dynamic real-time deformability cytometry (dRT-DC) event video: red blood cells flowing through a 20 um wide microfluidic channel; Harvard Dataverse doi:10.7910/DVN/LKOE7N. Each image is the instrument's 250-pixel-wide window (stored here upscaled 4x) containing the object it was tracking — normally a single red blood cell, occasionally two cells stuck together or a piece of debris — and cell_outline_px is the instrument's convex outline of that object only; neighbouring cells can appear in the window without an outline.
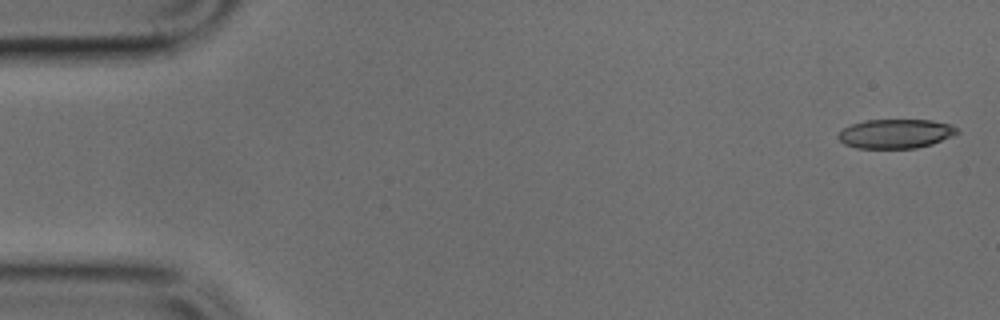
{"species": "common noctule bat (a hibernating species)", "species_latin": "Nyctalus noctula", "temperature_condition": "cold", "stored_images_in_passage": 48, "camera_frame_rate_fps": 3000, "um_per_image_px": 0.085, "animal": {"sex": "male", "body_mass_g": 17.9, "forearm_length_mm": 54.2}, "frame": {"image": 1, "passage_image": 1, "time_ms": 0.0, "image_size_px": [1000, 320], "cell_outline_px": [[960, 132], [952, 136], [932, 144], [916, 148], [856, 148], [844, 144], [836, 136], [844, 128], [852, 124], [864, 120], [932, 120], [948, 124], [956, 128]], "centroid_in_image_um": [76.11, 11.37], "position_along_channel_um": 8.9, "area_um2": 20.17}}
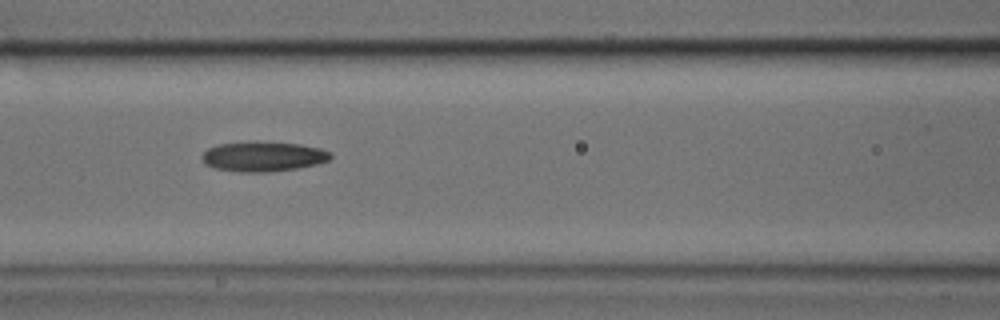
{"frame": {"image": 2, "passage_image": 20, "time_ms": 6.333, "image_size_px": [1000, 320], "cell_outline_px": [[332, 156], [328, 160], [316, 164], [296, 168], [268, 172], [240, 172], [216, 168], [204, 164], [200, 156], [208, 148], [220, 144], [256, 140], [300, 144], [320, 148], [332, 152]], "centroid_in_image_um": [22.36, 13.28], "position_along_channel_um": 144.2, "area_um2": 22.66}}
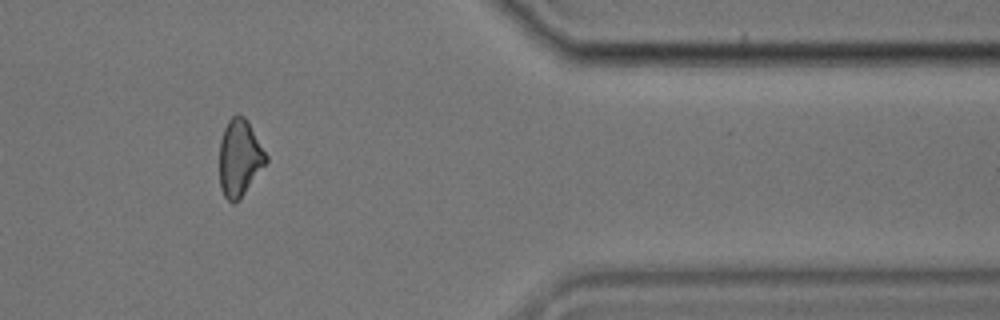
{"frame": {"image": 3, "passage_image": 40, "time_ms": 13.0, "image_size_px": [1000, 320], "cell_outline_px": [[268, 160], [240, 200], [232, 204], [224, 196], [220, 188], [220, 140], [224, 128], [228, 120], [236, 112], [244, 116], [248, 120], [268, 156]], "centroid_in_image_um": [20.37, 13.41], "position_along_channel_um": 391.0, "area_um2": 21.1}}